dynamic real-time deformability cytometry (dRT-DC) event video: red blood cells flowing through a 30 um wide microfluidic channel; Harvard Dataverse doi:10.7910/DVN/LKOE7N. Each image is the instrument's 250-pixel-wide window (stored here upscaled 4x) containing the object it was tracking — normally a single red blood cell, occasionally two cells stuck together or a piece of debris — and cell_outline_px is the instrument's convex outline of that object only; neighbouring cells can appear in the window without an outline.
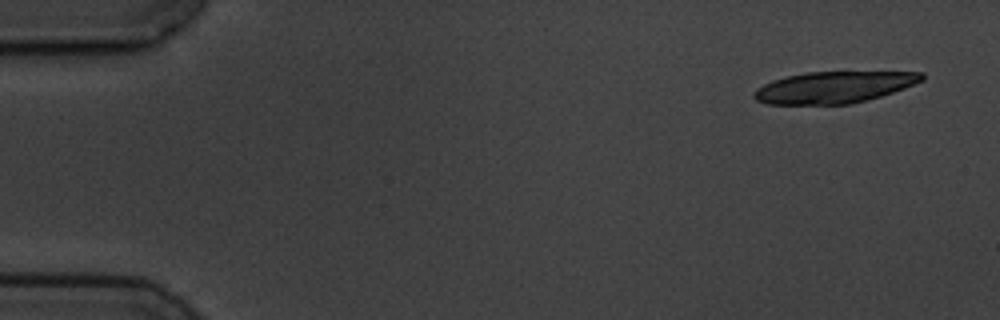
{"species": "common noctule bat (a hibernating species)", "species_latin": "Nyctalus noctula", "temperature_condition": "cold", "stored_images_in_passage": 7, "camera_frame_rate_fps": 3000, "um_per_image_px": 0.085, "animal": {"sex": "male", "body_mass_g": 19.5, "forearm_length_mm": 54.6}, "frame": {"image": 1, "passage_image": 1, "time_ms": 0.0, "image_size_px": [1000, 320], "cell_outline_px": [[924, 80], [904, 88], [880, 96], [852, 104], [768, 104], [756, 100], [752, 96], [752, 92], [756, 88], [772, 80], [784, 76], [804, 72], [924, 72]], "centroid_in_image_um": [70.84, 7.41], "position_along_channel_um": 14.2, "area_um2": 30.92}}